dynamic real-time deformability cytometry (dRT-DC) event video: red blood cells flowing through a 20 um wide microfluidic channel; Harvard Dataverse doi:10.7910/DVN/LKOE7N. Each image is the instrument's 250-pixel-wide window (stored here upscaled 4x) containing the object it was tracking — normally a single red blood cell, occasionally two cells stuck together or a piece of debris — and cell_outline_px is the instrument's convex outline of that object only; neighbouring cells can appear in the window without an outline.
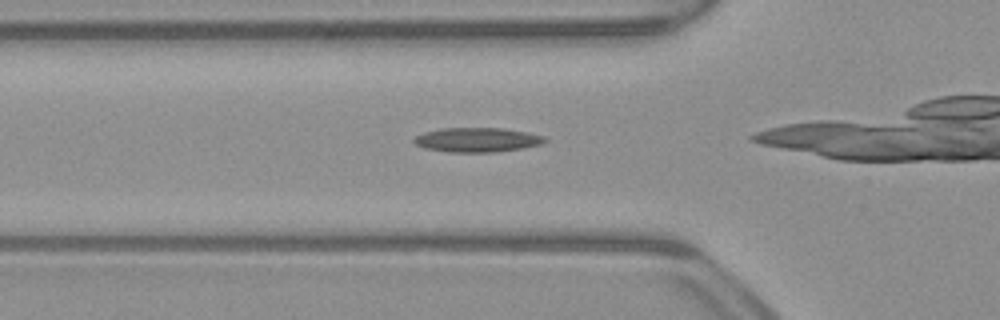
{"species": "common noctule bat (a hibernating species)", "species_latin": "Nyctalus noctula", "temperature_condition": "warm", "stored_images_in_passage": 26, "camera_frame_rate_fps": 3000, "um_per_image_px": 0.085, "animal": {"sex": "male", "body_mass_g": 23.1, "forearm_length_mm": 52.7}, "frame": {"image": 1, "passage_image": 2, "time_ms": 0.333, "image_size_px": [1000, 320], "cell_outline_px": [[548, 140], [540, 144], [524, 148], [496, 152], [448, 152], [424, 148], [416, 144], [412, 140], [416, 136], [424, 132], [440, 128], [500, 128], [528, 132], [544, 136]], "centroid_in_image_um": [40.56, 11.89], "position_along_channel_um": 85.2, "area_um2": 18.67}}
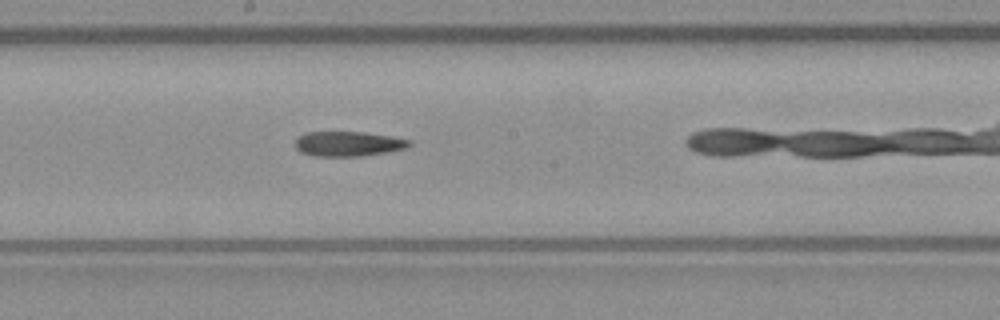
{"frame": {"image": 2, "passage_image": 12, "time_ms": 3.667, "image_size_px": [1000, 320], "cell_outline_px": [[412, 144], [408, 148], [388, 152], [364, 156], [316, 156], [300, 152], [296, 148], [296, 136], [304, 132], [364, 132], [392, 136], [412, 140]], "centroid_in_image_um": [29.63, 12.22], "position_along_channel_um": 218.6, "area_um2": 16.82}}
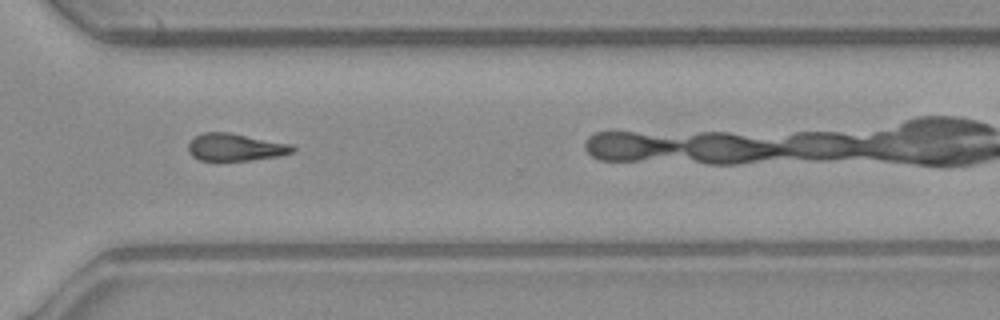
{"frame": {"image": 3, "passage_image": 22, "time_ms": 7.0, "image_size_px": [1000, 320], "cell_outline_px": [[296, 148], [292, 152], [280, 156], [248, 160], [200, 160], [192, 156], [188, 152], [188, 144], [196, 136], [204, 132], [228, 132], [292, 144]], "centroid_in_image_um": [20.01, 12.51], "position_along_channel_um": 350.6, "area_um2": 16.53}}